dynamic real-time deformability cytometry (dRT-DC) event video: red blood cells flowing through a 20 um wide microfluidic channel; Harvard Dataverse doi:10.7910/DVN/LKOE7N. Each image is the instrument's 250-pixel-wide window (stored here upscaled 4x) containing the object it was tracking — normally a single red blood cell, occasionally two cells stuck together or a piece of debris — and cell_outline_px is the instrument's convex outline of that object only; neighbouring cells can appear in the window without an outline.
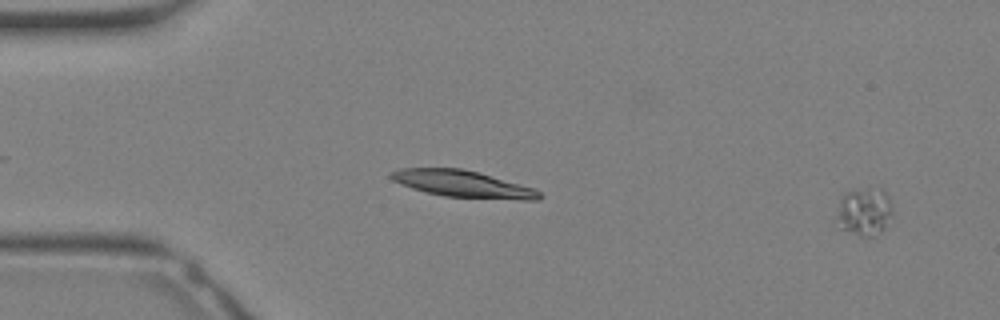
{"species": "Egyptian fruit bat (a non-hibernating species)", "species_latin": "Rousettus aegyptiacus", "temperature_condition": "warm", "stored_images_in_passage": 33, "camera_frame_rate_fps": 3000, "um_per_image_px": 0.085, "animal": {"sex": "female"}, "frame": {"image": 1, "passage_image": 2, "time_ms": 0.333, "image_size_px": [1000, 320], "cell_outline_px": [[892, 212], [884, 228], [876, 236], [860, 236], [844, 228], [836, 216], [840, 200], [844, 192], [868, 188], [880, 188], [888, 196], [892, 208]], "centroid_in_image_um": [73.49, 17.96], "position_along_channel_um": 11.5, "area_um2": 15.2}}
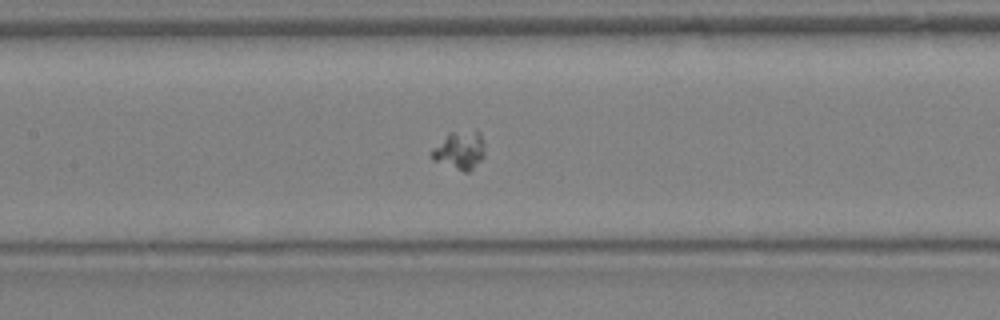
{"frame": {"image": 2, "passage_image": 16, "time_ms": 5.0, "image_size_px": [1000, 320], "cell_outline_px": [[484, 156], [468, 172], [464, 172], [432, 160], [432, 148], [452, 132], [480, 132], [484, 144]], "centroid_in_image_um": [39.08, 12.8], "position_along_channel_um": 168.3, "area_um2": 11.39}}
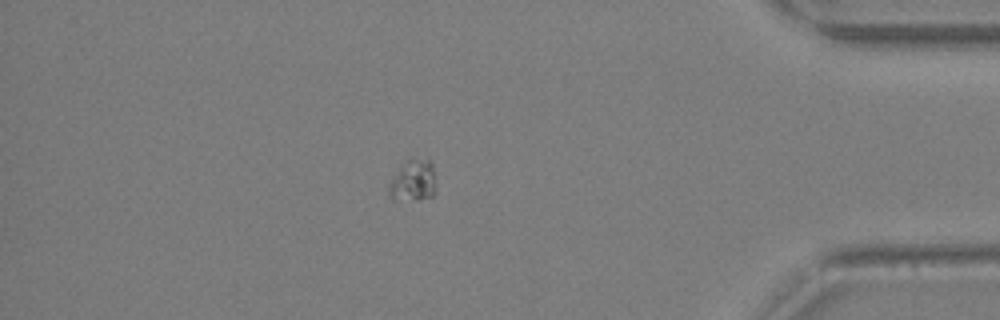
{"frame": {"image": 3, "passage_image": 29, "time_ms": 9.333, "image_size_px": [1000, 320], "cell_outline_px": [[436, 192], [432, 196], [416, 200], [388, 196], [388, 184], [404, 160], [412, 156], [428, 160], [432, 164], [436, 188]], "centroid_in_image_um": [35.12, 15.3], "position_along_channel_um": 400.1, "area_um2": 11.5}}